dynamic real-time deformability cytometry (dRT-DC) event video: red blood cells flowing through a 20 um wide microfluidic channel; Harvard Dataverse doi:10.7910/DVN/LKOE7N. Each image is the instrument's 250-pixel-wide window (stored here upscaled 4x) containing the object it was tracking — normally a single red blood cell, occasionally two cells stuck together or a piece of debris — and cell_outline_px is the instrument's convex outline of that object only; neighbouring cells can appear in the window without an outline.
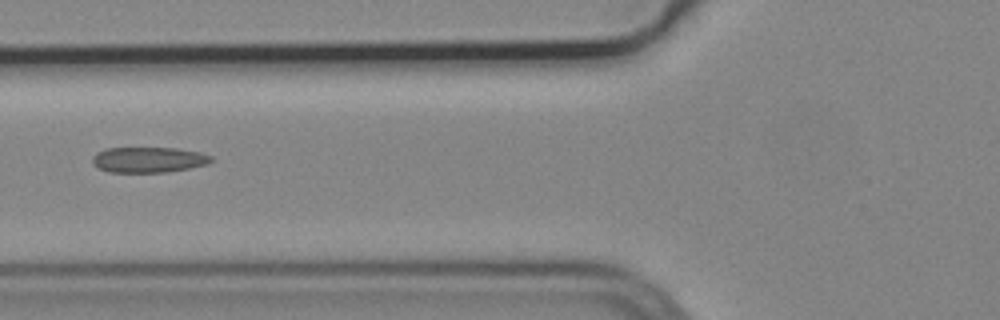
{"species": "common noctule bat (a hibernating species)", "species_latin": "Nyctalus noctula", "temperature_condition": "cold", "stored_images_in_passage": 6, "camera_frame_rate_fps": 3000, "um_per_image_px": 0.085, "animal": {"sex": "male", "body_mass_g": 19.2, "forearm_length_mm": 51.8}, "frame": {"image": 1, "passage_image": 5, "time_ms": 1.333, "image_size_px": [1000, 320], "cell_outline_px": [[212, 160], [208, 164], [188, 168], [164, 172], [108, 172], [92, 164], [92, 156], [96, 152], [108, 148], [176, 148], [200, 152], [212, 156]], "centroid_in_image_um": [12.61, 13.57], "position_along_channel_um": 113.2, "area_um2": 17.63}}
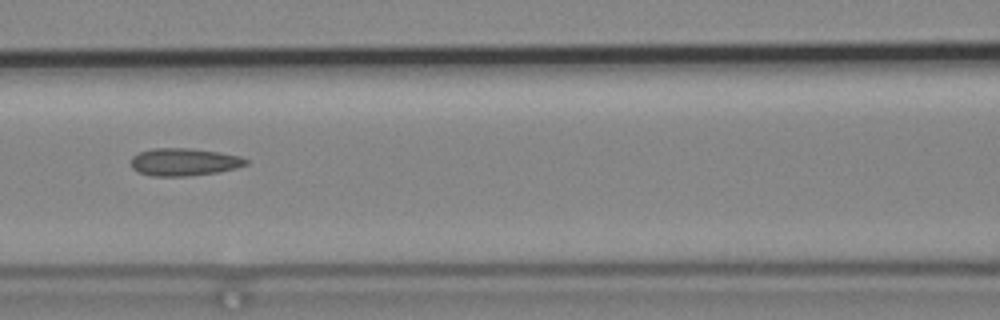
{"frame": {"image": 2, "passage_image": 6, "time_ms": 1.667, "image_size_px": [1000, 320], "cell_outline_px": [[248, 164], [236, 168], [216, 172], [188, 176], [152, 176], [136, 172], [132, 168], [132, 156], [140, 152], [152, 148], [192, 148], [240, 156], [248, 160]], "centroid_in_image_um": [15.62, 13.77], "position_along_channel_um": 151.0, "area_um2": 18.44}}